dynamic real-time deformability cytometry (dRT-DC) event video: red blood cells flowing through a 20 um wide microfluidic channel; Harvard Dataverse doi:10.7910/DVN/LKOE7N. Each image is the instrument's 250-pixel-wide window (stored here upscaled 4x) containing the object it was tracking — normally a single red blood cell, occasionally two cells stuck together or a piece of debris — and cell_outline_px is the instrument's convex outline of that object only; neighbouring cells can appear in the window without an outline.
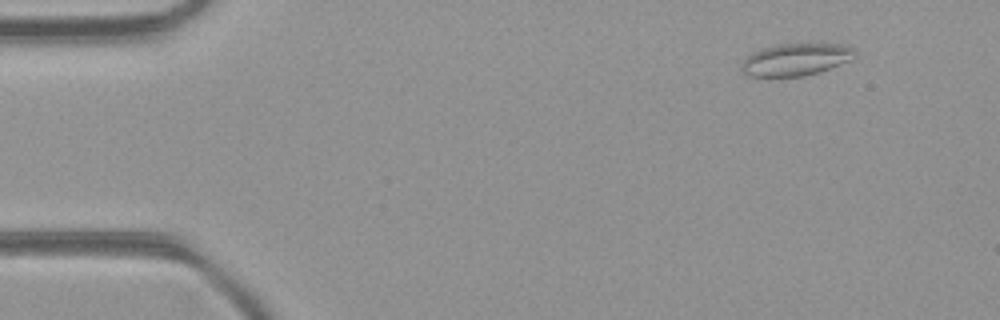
{"species": "common noctule bat (a hibernating species)", "species_latin": "Nyctalus noctula", "temperature_condition": "room temperature", "stored_images_in_passage": 48, "camera_frame_rate_fps": 3000, "um_per_image_px": 0.085, "animal": {"sex": "female", "body_mass_g": 21.9}, "frame": {"image": 1, "passage_image": 5, "time_ms": 1.333, "image_size_px": [1000, 320], "cell_outline_px": [[856, 52], [848, 60], [828, 68], [804, 76], [748, 76], [740, 68], [744, 60], [752, 52], [764, 48], [780, 44], [840, 44], [852, 48]], "centroid_in_image_um": [67.58, 5.05], "position_along_channel_um": 17.4, "area_um2": 20.63}}
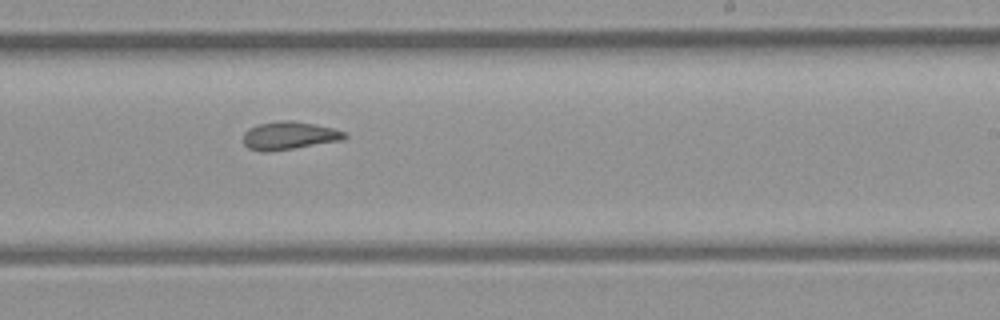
{"frame": {"image": 2, "passage_image": 29, "time_ms": 9.333, "image_size_px": [1000, 320], "cell_outline_px": [[348, 136], [344, 140], [268, 152], [260, 152], [248, 148], [244, 144], [244, 132], [248, 128], [260, 124], [280, 120], [292, 120], [332, 128], [344, 132]], "centroid_in_image_um": [24.56, 11.53], "position_along_channel_um": 264.4, "area_um2": 16.47}}
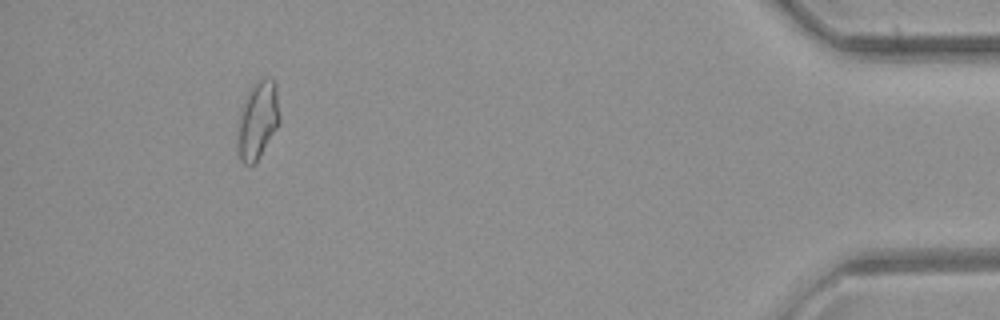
{"frame": {"image": 3, "passage_image": 44, "time_ms": 14.333, "image_size_px": [1000, 320], "cell_outline_px": [[280, 120], [276, 128], [256, 160], [252, 164], [244, 164], [240, 160], [236, 140], [240, 112], [248, 92], [252, 84], [260, 76], [272, 80], [276, 84], [280, 116]], "centroid_in_image_um": [21.89, 10.16], "position_along_channel_um": 413.3, "area_um2": 18.84}, "authors_computed_cell_mechanics": {"area_um2": 17.5134, "velocity_mm_per_s": 4.376, "shape_relaxation_time_tau1_ms": null, "shape_relaxation_time_tau2_ms": 2.1021, "deformation_change_tau1": null, "deformation_change_tau2": 0.09}}